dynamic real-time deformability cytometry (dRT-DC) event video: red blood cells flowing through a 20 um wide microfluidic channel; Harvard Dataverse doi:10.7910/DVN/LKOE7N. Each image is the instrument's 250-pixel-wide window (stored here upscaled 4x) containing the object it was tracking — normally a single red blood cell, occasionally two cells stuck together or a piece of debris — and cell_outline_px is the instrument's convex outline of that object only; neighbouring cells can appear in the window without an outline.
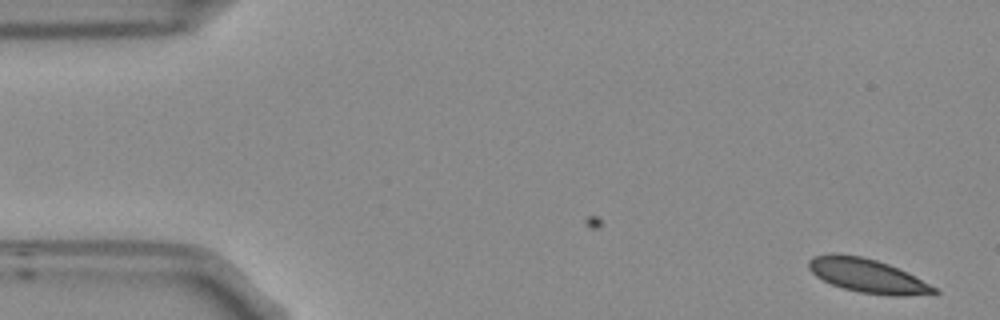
{"species": "Egyptian fruit bat (a non-hibernating species)", "species_latin": "Rousettus aegyptiacus", "temperature_condition": "room temperature", "stored_images_in_passage": 8, "camera_frame_rate_fps": 3000, "um_per_image_px": 0.085, "frame": {"image": 1, "passage_image": 1, "time_ms": 0.0, "image_size_px": [1000, 320], "cell_outline_px": [[940, 292], [936, 296], [888, 296], [860, 292], [844, 288], [832, 284], [816, 276], [808, 268], [808, 260], [812, 256], [832, 252], [836, 252], [860, 256], [876, 260], [888, 264], [936, 288]], "centroid_in_image_um": [73.73, 23.45], "position_along_channel_um": 11.3, "area_um2": 24.91}}